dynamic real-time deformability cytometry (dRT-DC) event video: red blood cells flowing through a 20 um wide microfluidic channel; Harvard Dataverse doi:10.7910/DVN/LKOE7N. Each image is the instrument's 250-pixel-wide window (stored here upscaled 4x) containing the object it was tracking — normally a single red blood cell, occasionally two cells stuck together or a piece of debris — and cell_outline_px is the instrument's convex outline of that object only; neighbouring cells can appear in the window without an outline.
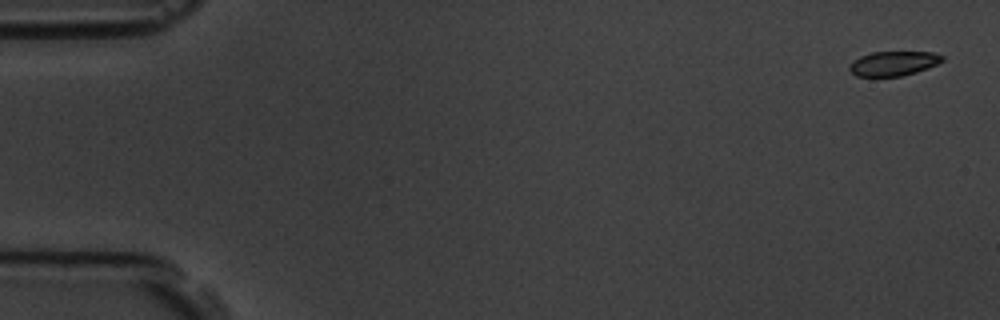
{"species": "common noctule bat (a hibernating species)", "species_latin": "Nyctalus noctula", "temperature_condition": "room temperature", "stored_images_in_passage": 4, "camera_frame_rate_fps": 3000, "um_per_image_px": 0.085, "animal": {"sex": "male", "body_mass_g": 19.5, "forearm_length_mm": 54.6}, "frame": {"image": 1, "passage_image": 1, "time_ms": 0.0, "image_size_px": [1000, 320], "cell_outline_px": [[944, 60], [928, 68], [916, 72], [900, 76], [856, 76], [848, 68], [860, 56], [872, 52], [932, 52], [944, 56]], "centroid_in_image_um": [75.98, 5.39], "position_along_channel_um": 9.0, "area_um2": 13.06}}
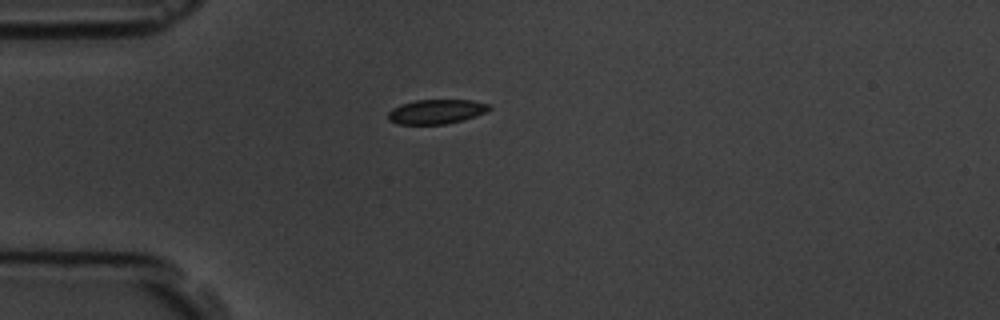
{"frame": {"image": 2, "passage_image": 4, "time_ms": 4.333, "image_size_px": [1000, 320], "cell_outline_px": [[492, 108], [476, 116], [464, 120], [444, 124], [400, 124], [388, 120], [388, 112], [392, 108], [400, 104], [416, 100], [472, 100], [488, 104]], "centroid_in_image_um": [37.07, 9.48], "position_along_channel_um": 47.9, "area_um2": 14.39}}